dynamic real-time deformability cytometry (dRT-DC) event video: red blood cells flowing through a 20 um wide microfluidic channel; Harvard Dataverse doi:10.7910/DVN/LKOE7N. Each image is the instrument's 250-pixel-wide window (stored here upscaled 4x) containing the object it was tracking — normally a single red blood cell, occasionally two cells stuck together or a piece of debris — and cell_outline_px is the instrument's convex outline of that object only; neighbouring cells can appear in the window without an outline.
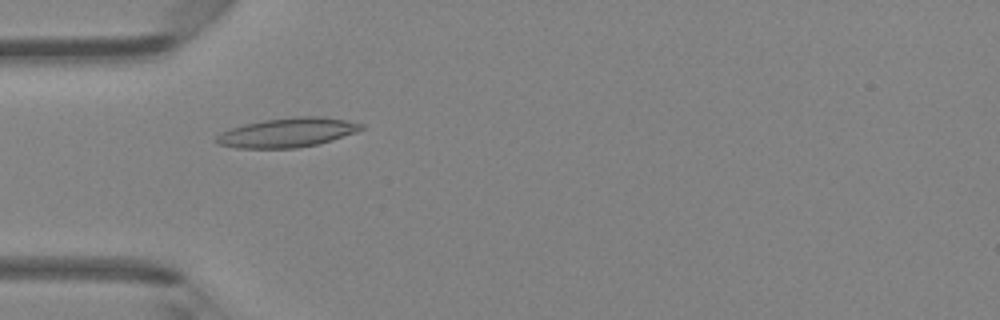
{"species": "Egyptian fruit bat (a non-hibernating species)", "species_latin": "Rousettus aegyptiacus", "temperature_condition": "room temperature", "stored_images_in_passage": 42, "camera_frame_rate_fps": 3000, "um_per_image_px": 0.085, "animal": {"sex": "female"}, "frame": {"image": 1, "passage_image": 9, "time_ms": 2.667, "image_size_px": [1000, 320], "cell_outline_px": [[364, 128], [356, 132], [320, 144], [296, 148], [236, 148], [216, 144], [216, 136], [220, 132], [244, 124], [264, 120], [296, 116], [320, 116], [344, 120], [364, 124]], "centroid_in_image_um": [24.42, 11.27], "position_along_channel_um": 60.6, "area_um2": 24.8}}
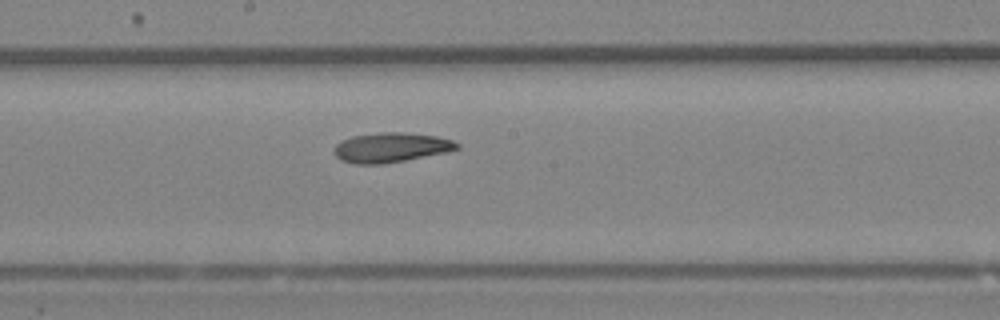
{"frame": {"image": 2, "passage_image": 20, "time_ms": 6.333, "image_size_px": [1000, 320], "cell_outline_px": [[460, 148], [444, 152], [404, 160], [380, 164], [356, 164], [340, 160], [332, 152], [336, 144], [352, 136], [380, 132], [404, 132], [436, 136], [452, 140], [460, 144]], "centroid_in_image_um": [33.2, 12.53], "position_along_channel_um": 215.0, "area_um2": 21.1}}
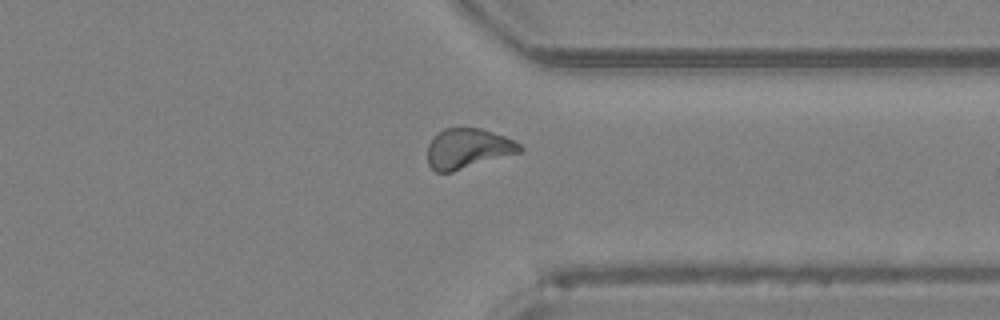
{"frame": {"image": 3, "passage_image": 31, "time_ms": 10.0, "image_size_px": [1000, 320], "cell_outline_px": [[524, 148], [520, 152], [452, 172], [436, 172], [428, 164], [428, 144], [444, 128], [480, 128], [504, 136], [520, 144]], "centroid_in_image_um": [39.77, 12.63], "position_along_channel_um": 371.6, "area_um2": 21.21}, "authors_computed_cell_mechanics": {"area_um2": 21.2415, "velocity_mm_per_s": 4.2983, "shape_relaxation_time_tau1_ms": null, "shape_relaxation_time_tau2_ms": 6.9778, "deformation_change_tau1": null, "deformation_change_tau2": 0.1715}}